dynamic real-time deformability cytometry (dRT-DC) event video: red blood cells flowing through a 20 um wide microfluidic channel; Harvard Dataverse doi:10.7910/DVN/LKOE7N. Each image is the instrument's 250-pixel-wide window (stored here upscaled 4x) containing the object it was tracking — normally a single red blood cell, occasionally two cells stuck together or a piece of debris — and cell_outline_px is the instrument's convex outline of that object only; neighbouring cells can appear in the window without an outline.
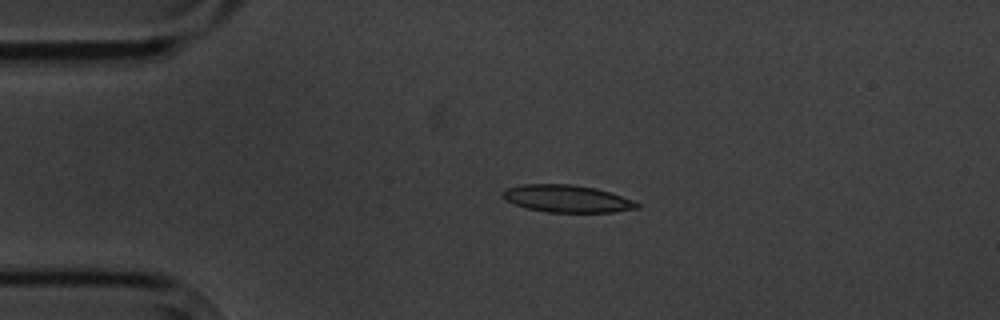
{"species": "common noctule bat (a hibernating species)", "species_latin": "Nyctalus noctula", "temperature_condition": "cold", "stored_images_in_passage": 4, "camera_frame_rate_fps": 3000, "um_per_image_px": 0.085, "animal": {"sex": "male", "body_mass_g": 20.1, "forearm_length_mm": 53.5}, "frame": {"image": 1, "passage_image": 3, "time_ms": 2.333, "image_size_px": [1000, 320], "cell_outline_px": [[640, 208], [612, 212], [548, 212], [528, 208], [516, 204], [500, 196], [508, 188], [524, 184], [572, 184], [596, 188], [636, 200], [640, 204]], "centroid_in_image_um": [48.27, 16.88], "position_along_channel_um": 36.7, "area_um2": 21.27}}